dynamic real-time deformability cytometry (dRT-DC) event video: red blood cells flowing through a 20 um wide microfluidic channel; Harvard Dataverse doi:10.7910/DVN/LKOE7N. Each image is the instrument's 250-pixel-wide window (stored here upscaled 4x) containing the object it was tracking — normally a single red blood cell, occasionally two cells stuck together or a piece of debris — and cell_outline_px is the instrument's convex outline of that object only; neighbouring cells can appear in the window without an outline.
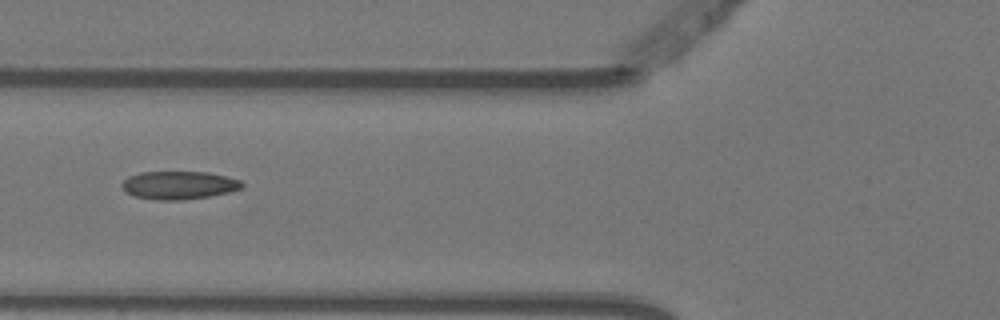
{"species": "Egyptian fruit bat (a non-hibernating species)", "species_latin": "Rousettus aegyptiacus", "temperature_condition": "warm", "stored_images_in_passage": 8, "camera_frame_rate_fps": 3000, "um_per_image_px": 0.085, "animal": {"sex": "female"}, "frame": {"image": 1, "passage_image": 6, "time_ms": 1.667, "image_size_px": [1000, 320], "cell_outline_px": [[244, 188], [228, 192], [208, 196], [180, 200], [156, 200], [136, 196], [124, 192], [120, 184], [128, 176], [140, 172], [208, 172], [240, 180], [244, 184]], "centroid_in_image_um": [15.18, 15.74], "position_along_channel_um": 110.6, "area_um2": 19.65}}
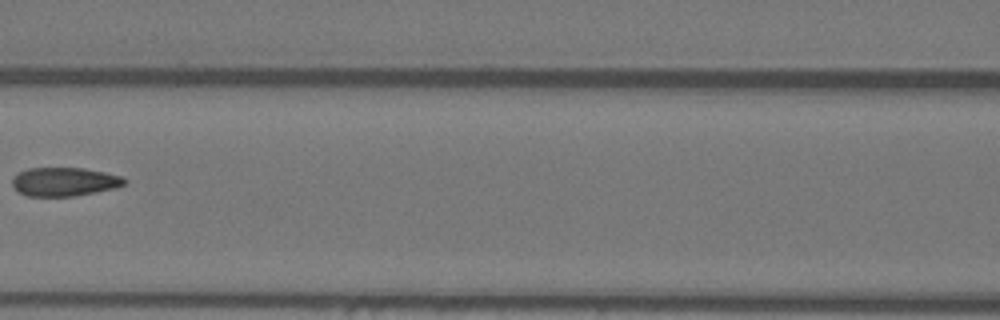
{"frame": {"image": 2, "passage_image": 7, "time_ms": 2.0, "image_size_px": [1000, 320], "cell_outline_px": [[128, 180], [124, 184], [116, 188], [96, 192], [72, 196], [28, 196], [16, 192], [12, 184], [12, 180], [20, 172], [28, 168], [84, 168], [104, 172], [120, 176]], "centroid_in_image_um": [5.47, 15.45], "position_along_channel_um": 161.1, "area_um2": 18.73}}
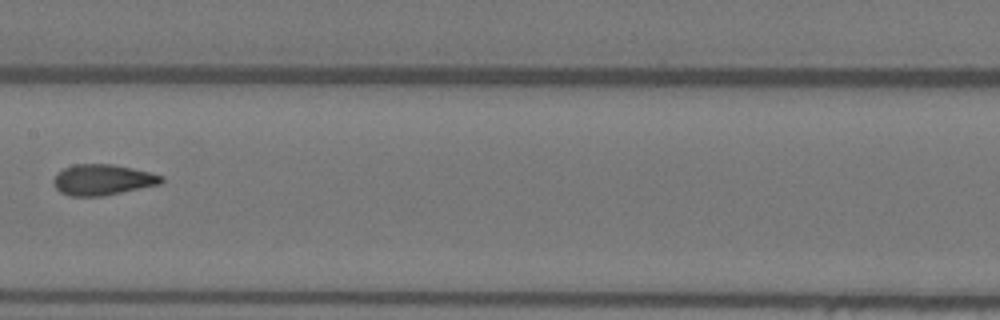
{"frame": {"image": 3, "passage_image": 8, "time_ms": 2.333, "image_size_px": [1000, 320], "cell_outline_px": [[164, 180], [160, 184], [100, 196], [68, 196], [60, 192], [52, 184], [52, 180], [56, 172], [72, 164], [112, 164], [132, 168], [164, 176]], "centroid_in_image_um": [8.66, 15.27], "position_along_channel_um": 198.7, "area_um2": 19.36}}